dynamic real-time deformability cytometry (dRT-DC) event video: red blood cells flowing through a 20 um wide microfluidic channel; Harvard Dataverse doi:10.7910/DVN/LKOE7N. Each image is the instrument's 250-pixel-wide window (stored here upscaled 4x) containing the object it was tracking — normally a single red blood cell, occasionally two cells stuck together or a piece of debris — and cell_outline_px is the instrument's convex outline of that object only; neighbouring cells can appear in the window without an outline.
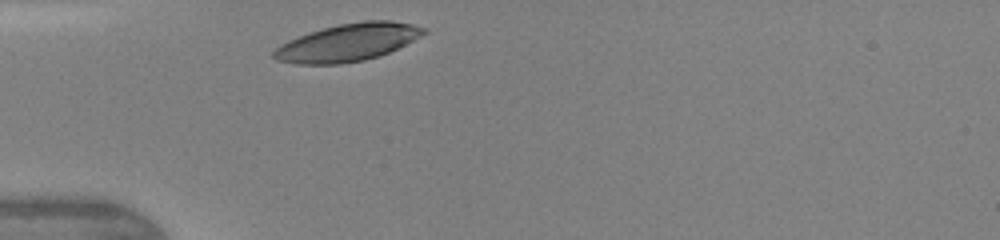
{"species": "human", "species_latin": "Homo sapiens", "temperature_condition": "warm", "stored_images_in_passage": 26, "camera_frame_rate_fps": 3000, "um_per_image_px": 0.085, "donor": {"sex": "female"}, "frame": {"image": 1, "passage_image": 1, "time_ms": 0.0, "image_size_px": [1000, 240], "cell_outline_px": [[428, 32], [388, 52], [364, 60], [340, 64], [296, 64], [276, 60], [272, 56], [272, 52], [280, 44], [288, 40], [324, 28], [340, 24], [364, 20], [392, 20], [412, 24], [428, 28]], "centroid_in_image_um": [29.56, 3.6], "position_along_channel_um": 55.4, "area_um2": 32.48}, "authors_computed_cell_mechanics": {"area_um2": 33.235, "velocity_mm_per_s": 4.3058, "shape_relaxation_time_tau1_ms": 2.0614, "shape_relaxation_time_tau2_ms": 2.7668, "deformation_change_tau1": 0.105, "deformation_change_tau2": 0.0789}}